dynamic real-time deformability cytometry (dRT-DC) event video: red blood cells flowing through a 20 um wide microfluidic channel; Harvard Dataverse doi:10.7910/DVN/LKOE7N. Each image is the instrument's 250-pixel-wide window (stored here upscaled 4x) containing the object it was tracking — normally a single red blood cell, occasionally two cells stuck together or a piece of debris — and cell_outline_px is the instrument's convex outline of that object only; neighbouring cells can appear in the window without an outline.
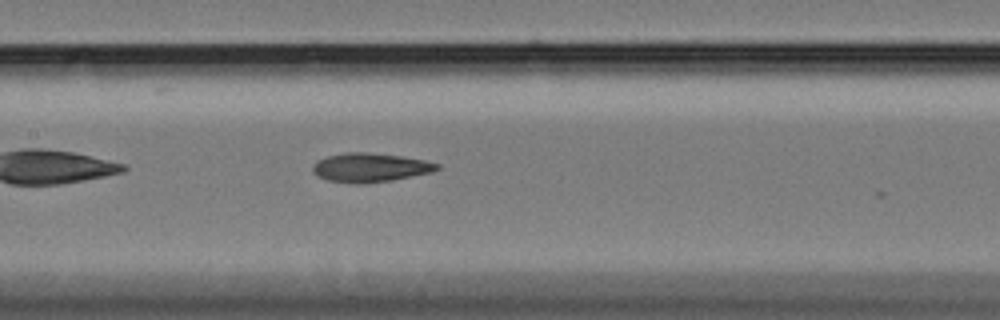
{"species": "Egyptian fruit bat (a non-hibernating species)", "species_latin": "Rousettus aegyptiacus", "temperature_condition": "cold", "stored_images_in_passage": 16, "camera_frame_rate_fps": 3000, "um_per_image_px": 0.085, "animal": {"sex": "female"}, "frame": {"image": 1, "passage_image": 12, "time_ms": 3.667, "image_size_px": [1000, 320], "cell_outline_px": [[440, 168], [432, 172], [392, 180], [364, 184], [356, 184], [328, 180], [316, 176], [312, 172], [312, 164], [316, 160], [328, 156], [344, 152], [368, 152], [400, 156], [424, 160], [440, 164]], "centroid_in_image_um": [31.42, 14.24], "position_along_channel_um": 176.0, "area_um2": 21.15}}